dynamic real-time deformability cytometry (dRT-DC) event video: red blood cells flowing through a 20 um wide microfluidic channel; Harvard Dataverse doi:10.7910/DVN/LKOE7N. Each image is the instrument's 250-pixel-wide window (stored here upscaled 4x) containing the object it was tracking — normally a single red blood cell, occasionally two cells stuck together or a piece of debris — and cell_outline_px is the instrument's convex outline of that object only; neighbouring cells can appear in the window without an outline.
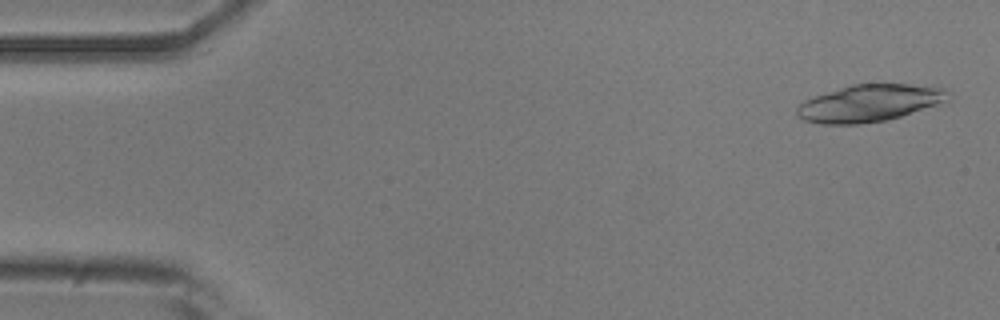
{"species": "common noctule bat (a hibernating species)", "species_latin": "Nyctalus noctula", "temperature_condition": "room temperature", "stored_images_in_passage": 10, "camera_frame_rate_fps": 3000, "um_per_image_px": 0.085, "animal": {"sex": "male", "body_mass_g": 20.5, "forearm_length_mm": 52.5}, "frame": {"image": 1, "passage_image": 2, "time_ms": 0.333, "image_size_px": [1000, 320], "cell_outline_px": [[944, 92], [940, 100], [936, 104], [888, 120], [860, 124], [820, 124], [804, 120], [796, 112], [796, 108], [804, 100], [852, 84], [908, 84], [944, 88]], "centroid_in_image_um": [73.77, 8.78], "position_along_channel_um": 11.2, "area_um2": 31.62}}